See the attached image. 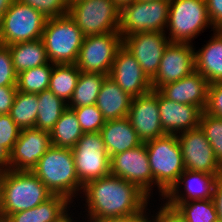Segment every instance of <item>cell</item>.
<instances>
[{
    "instance_id": "cell-17",
    "label": "cell",
    "mask_w": 222,
    "mask_h": 222,
    "mask_svg": "<svg viewBox=\"0 0 222 222\" xmlns=\"http://www.w3.org/2000/svg\"><path fill=\"white\" fill-rule=\"evenodd\" d=\"M51 146L49 132L36 128L21 129L10 153V169L31 171Z\"/></svg>"
},
{
    "instance_id": "cell-43",
    "label": "cell",
    "mask_w": 222,
    "mask_h": 222,
    "mask_svg": "<svg viewBox=\"0 0 222 222\" xmlns=\"http://www.w3.org/2000/svg\"><path fill=\"white\" fill-rule=\"evenodd\" d=\"M213 201L216 206L219 221H222V177H219L213 190Z\"/></svg>"
},
{
    "instance_id": "cell-52",
    "label": "cell",
    "mask_w": 222,
    "mask_h": 222,
    "mask_svg": "<svg viewBox=\"0 0 222 222\" xmlns=\"http://www.w3.org/2000/svg\"><path fill=\"white\" fill-rule=\"evenodd\" d=\"M139 1H143V2H152V1H155V0H139Z\"/></svg>"
},
{
    "instance_id": "cell-32",
    "label": "cell",
    "mask_w": 222,
    "mask_h": 222,
    "mask_svg": "<svg viewBox=\"0 0 222 222\" xmlns=\"http://www.w3.org/2000/svg\"><path fill=\"white\" fill-rule=\"evenodd\" d=\"M174 208L185 222H217L219 220L213 198L180 202Z\"/></svg>"
},
{
    "instance_id": "cell-11",
    "label": "cell",
    "mask_w": 222,
    "mask_h": 222,
    "mask_svg": "<svg viewBox=\"0 0 222 222\" xmlns=\"http://www.w3.org/2000/svg\"><path fill=\"white\" fill-rule=\"evenodd\" d=\"M123 46L119 32L84 37L75 65L83 72L108 75L117 51Z\"/></svg>"
},
{
    "instance_id": "cell-31",
    "label": "cell",
    "mask_w": 222,
    "mask_h": 222,
    "mask_svg": "<svg viewBox=\"0 0 222 222\" xmlns=\"http://www.w3.org/2000/svg\"><path fill=\"white\" fill-rule=\"evenodd\" d=\"M38 105L36 93L17 91L9 114L20 129L35 128Z\"/></svg>"
},
{
    "instance_id": "cell-19",
    "label": "cell",
    "mask_w": 222,
    "mask_h": 222,
    "mask_svg": "<svg viewBox=\"0 0 222 222\" xmlns=\"http://www.w3.org/2000/svg\"><path fill=\"white\" fill-rule=\"evenodd\" d=\"M217 179L215 175L185 170L162 200L174 208L180 202L211 199Z\"/></svg>"
},
{
    "instance_id": "cell-27",
    "label": "cell",
    "mask_w": 222,
    "mask_h": 222,
    "mask_svg": "<svg viewBox=\"0 0 222 222\" xmlns=\"http://www.w3.org/2000/svg\"><path fill=\"white\" fill-rule=\"evenodd\" d=\"M49 133L52 146L68 149H72L84 134L74 110L68 107Z\"/></svg>"
},
{
    "instance_id": "cell-23",
    "label": "cell",
    "mask_w": 222,
    "mask_h": 222,
    "mask_svg": "<svg viewBox=\"0 0 222 222\" xmlns=\"http://www.w3.org/2000/svg\"><path fill=\"white\" fill-rule=\"evenodd\" d=\"M203 47H194L195 70L204 76L209 84L222 82V30H214Z\"/></svg>"
},
{
    "instance_id": "cell-42",
    "label": "cell",
    "mask_w": 222,
    "mask_h": 222,
    "mask_svg": "<svg viewBox=\"0 0 222 222\" xmlns=\"http://www.w3.org/2000/svg\"><path fill=\"white\" fill-rule=\"evenodd\" d=\"M208 15L215 30H222V0H205Z\"/></svg>"
},
{
    "instance_id": "cell-40",
    "label": "cell",
    "mask_w": 222,
    "mask_h": 222,
    "mask_svg": "<svg viewBox=\"0 0 222 222\" xmlns=\"http://www.w3.org/2000/svg\"><path fill=\"white\" fill-rule=\"evenodd\" d=\"M158 207V211L157 209L153 210L155 213L152 214L153 222H185L178 211L169 206L164 200L161 201V204L158 203Z\"/></svg>"
},
{
    "instance_id": "cell-18",
    "label": "cell",
    "mask_w": 222,
    "mask_h": 222,
    "mask_svg": "<svg viewBox=\"0 0 222 222\" xmlns=\"http://www.w3.org/2000/svg\"><path fill=\"white\" fill-rule=\"evenodd\" d=\"M109 77L133 98L152 90L151 81L143 73L135 57L124 46L116 53Z\"/></svg>"
},
{
    "instance_id": "cell-21",
    "label": "cell",
    "mask_w": 222,
    "mask_h": 222,
    "mask_svg": "<svg viewBox=\"0 0 222 222\" xmlns=\"http://www.w3.org/2000/svg\"><path fill=\"white\" fill-rule=\"evenodd\" d=\"M208 80L198 71L162 86L158 91L167 99L181 104H192L205 111L208 103Z\"/></svg>"
},
{
    "instance_id": "cell-41",
    "label": "cell",
    "mask_w": 222,
    "mask_h": 222,
    "mask_svg": "<svg viewBox=\"0 0 222 222\" xmlns=\"http://www.w3.org/2000/svg\"><path fill=\"white\" fill-rule=\"evenodd\" d=\"M16 93L17 86L0 87V115L10 113Z\"/></svg>"
},
{
    "instance_id": "cell-48",
    "label": "cell",
    "mask_w": 222,
    "mask_h": 222,
    "mask_svg": "<svg viewBox=\"0 0 222 222\" xmlns=\"http://www.w3.org/2000/svg\"><path fill=\"white\" fill-rule=\"evenodd\" d=\"M74 214H75V213H72L71 216H70L69 218H67L64 222H81V221H82V222H87V221H84L83 218H82V220H80L81 217H80V216H79V218L76 217V216H77L76 214H75V217H74ZM73 217L75 218V220H74ZM76 219H77V220H76ZM78 219H79V220H78Z\"/></svg>"
},
{
    "instance_id": "cell-12",
    "label": "cell",
    "mask_w": 222,
    "mask_h": 222,
    "mask_svg": "<svg viewBox=\"0 0 222 222\" xmlns=\"http://www.w3.org/2000/svg\"><path fill=\"white\" fill-rule=\"evenodd\" d=\"M110 175L135 183L153 198V175L145 143L110 157Z\"/></svg>"
},
{
    "instance_id": "cell-34",
    "label": "cell",
    "mask_w": 222,
    "mask_h": 222,
    "mask_svg": "<svg viewBox=\"0 0 222 222\" xmlns=\"http://www.w3.org/2000/svg\"><path fill=\"white\" fill-rule=\"evenodd\" d=\"M199 127L213 148L216 160L222 166V118L202 111Z\"/></svg>"
},
{
    "instance_id": "cell-16",
    "label": "cell",
    "mask_w": 222,
    "mask_h": 222,
    "mask_svg": "<svg viewBox=\"0 0 222 222\" xmlns=\"http://www.w3.org/2000/svg\"><path fill=\"white\" fill-rule=\"evenodd\" d=\"M159 114L158 90L132 98L127 117L142 143L166 135Z\"/></svg>"
},
{
    "instance_id": "cell-47",
    "label": "cell",
    "mask_w": 222,
    "mask_h": 222,
    "mask_svg": "<svg viewBox=\"0 0 222 222\" xmlns=\"http://www.w3.org/2000/svg\"><path fill=\"white\" fill-rule=\"evenodd\" d=\"M96 222H127V215L100 219Z\"/></svg>"
},
{
    "instance_id": "cell-13",
    "label": "cell",
    "mask_w": 222,
    "mask_h": 222,
    "mask_svg": "<svg viewBox=\"0 0 222 222\" xmlns=\"http://www.w3.org/2000/svg\"><path fill=\"white\" fill-rule=\"evenodd\" d=\"M185 169L222 177V166L200 127L177 135Z\"/></svg>"
},
{
    "instance_id": "cell-10",
    "label": "cell",
    "mask_w": 222,
    "mask_h": 222,
    "mask_svg": "<svg viewBox=\"0 0 222 222\" xmlns=\"http://www.w3.org/2000/svg\"><path fill=\"white\" fill-rule=\"evenodd\" d=\"M71 150L83 186L110 174V157L100 132L84 133Z\"/></svg>"
},
{
    "instance_id": "cell-28",
    "label": "cell",
    "mask_w": 222,
    "mask_h": 222,
    "mask_svg": "<svg viewBox=\"0 0 222 222\" xmlns=\"http://www.w3.org/2000/svg\"><path fill=\"white\" fill-rule=\"evenodd\" d=\"M108 75L81 71L68 108L96 104L103 81Z\"/></svg>"
},
{
    "instance_id": "cell-6",
    "label": "cell",
    "mask_w": 222,
    "mask_h": 222,
    "mask_svg": "<svg viewBox=\"0 0 222 222\" xmlns=\"http://www.w3.org/2000/svg\"><path fill=\"white\" fill-rule=\"evenodd\" d=\"M82 31L69 14L48 18L42 33L50 63L75 64L84 40Z\"/></svg>"
},
{
    "instance_id": "cell-29",
    "label": "cell",
    "mask_w": 222,
    "mask_h": 222,
    "mask_svg": "<svg viewBox=\"0 0 222 222\" xmlns=\"http://www.w3.org/2000/svg\"><path fill=\"white\" fill-rule=\"evenodd\" d=\"M38 113L35 128L50 132L67 108V103L53 94L49 89L37 93Z\"/></svg>"
},
{
    "instance_id": "cell-30",
    "label": "cell",
    "mask_w": 222,
    "mask_h": 222,
    "mask_svg": "<svg viewBox=\"0 0 222 222\" xmlns=\"http://www.w3.org/2000/svg\"><path fill=\"white\" fill-rule=\"evenodd\" d=\"M80 73L75 64H53L48 89L68 104Z\"/></svg>"
},
{
    "instance_id": "cell-39",
    "label": "cell",
    "mask_w": 222,
    "mask_h": 222,
    "mask_svg": "<svg viewBox=\"0 0 222 222\" xmlns=\"http://www.w3.org/2000/svg\"><path fill=\"white\" fill-rule=\"evenodd\" d=\"M205 112L222 118V82L209 84L208 103Z\"/></svg>"
},
{
    "instance_id": "cell-22",
    "label": "cell",
    "mask_w": 222,
    "mask_h": 222,
    "mask_svg": "<svg viewBox=\"0 0 222 222\" xmlns=\"http://www.w3.org/2000/svg\"><path fill=\"white\" fill-rule=\"evenodd\" d=\"M71 206L75 207L66 197L52 195L32 209L10 214L3 222H64L73 212Z\"/></svg>"
},
{
    "instance_id": "cell-46",
    "label": "cell",
    "mask_w": 222,
    "mask_h": 222,
    "mask_svg": "<svg viewBox=\"0 0 222 222\" xmlns=\"http://www.w3.org/2000/svg\"><path fill=\"white\" fill-rule=\"evenodd\" d=\"M15 0H0V16H3Z\"/></svg>"
},
{
    "instance_id": "cell-9",
    "label": "cell",
    "mask_w": 222,
    "mask_h": 222,
    "mask_svg": "<svg viewBox=\"0 0 222 222\" xmlns=\"http://www.w3.org/2000/svg\"><path fill=\"white\" fill-rule=\"evenodd\" d=\"M47 19L38 10L15 0L2 16L1 45L40 39Z\"/></svg>"
},
{
    "instance_id": "cell-2",
    "label": "cell",
    "mask_w": 222,
    "mask_h": 222,
    "mask_svg": "<svg viewBox=\"0 0 222 222\" xmlns=\"http://www.w3.org/2000/svg\"><path fill=\"white\" fill-rule=\"evenodd\" d=\"M52 195L32 171L3 172L0 174V221L10 214L34 208Z\"/></svg>"
},
{
    "instance_id": "cell-7",
    "label": "cell",
    "mask_w": 222,
    "mask_h": 222,
    "mask_svg": "<svg viewBox=\"0 0 222 222\" xmlns=\"http://www.w3.org/2000/svg\"><path fill=\"white\" fill-rule=\"evenodd\" d=\"M170 0L133 1L120 7L119 34L124 36L144 32H165Z\"/></svg>"
},
{
    "instance_id": "cell-36",
    "label": "cell",
    "mask_w": 222,
    "mask_h": 222,
    "mask_svg": "<svg viewBox=\"0 0 222 222\" xmlns=\"http://www.w3.org/2000/svg\"><path fill=\"white\" fill-rule=\"evenodd\" d=\"M41 12L47 18L68 14L69 6L66 0H17Z\"/></svg>"
},
{
    "instance_id": "cell-5",
    "label": "cell",
    "mask_w": 222,
    "mask_h": 222,
    "mask_svg": "<svg viewBox=\"0 0 222 222\" xmlns=\"http://www.w3.org/2000/svg\"><path fill=\"white\" fill-rule=\"evenodd\" d=\"M208 28L215 30L205 0H170L165 34L171 43L193 44V40Z\"/></svg>"
},
{
    "instance_id": "cell-33",
    "label": "cell",
    "mask_w": 222,
    "mask_h": 222,
    "mask_svg": "<svg viewBox=\"0 0 222 222\" xmlns=\"http://www.w3.org/2000/svg\"><path fill=\"white\" fill-rule=\"evenodd\" d=\"M53 63L24 70L17 75V91L40 93L48 89Z\"/></svg>"
},
{
    "instance_id": "cell-49",
    "label": "cell",
    "mask_w": 222,
    "mask_h": 222,
    "mask_svg": "<svg viewBox=\"0 0 222 222\" xmlns=\"http://www.w3.org/2000/svg\"><path fill=\"white\" fill-rule=\"evenodd\" d=\"M119 7L124 6L125 4L131 3L136 0H113Z\"/></svg>"
},
{
    "instance_id": "cell-8",
    "label": "cell",
    "mask_w": 222,
    "mask_h": 222,
    "mask_svg": "<svg viewBox=\"0 0 222 222\" xmlns=\"http://www.w3.org/2000/svg\"><path fill=\"white\" fill-rule=\"evenodd\" d=\"M68 14L85 37L118 32L120 7L113 0H82Z\"/></svg>"
},
{
    "instance_id": "cell-4",
    "label": "cell",
    "mask_w": 222,
    "mask_h": 222,
    "mask_svg": "<svg viewBox=\"0 0 222 222\" xmlns=\"http://www.w3.org/2000/svg\"><path fill=\"white\" fill-rule=\"evenodd\" d=\"M153 175V190L159 199L172 189L186 170L177 135L166 134L145 143Z\"/></svg>"
},
{
    "instance_id": "cell-15",
    "label": "cell",
    "mask_w": 222,
    "mask_h": 222,
    "mask_svg": "<svg viewBox=\"0 0 222 222\" xmlns=\"http://www.w3.org/2000/svg\"><path fill=\"white\" fill-rule=\"evenodd\" d=\"M194 44L169 43L165 48L157 74L151 80L152 90L178 81L195 71Z\"/></svg>"
},
{
    "instance_id": "cell-38",
    "label": "cell",
    "mask_w": 222,
    "mask_h": 222,
    "mask_svg": "<svg viewBox=\"0 0 222 222\" xmlns=\"http://www.w3.org/2000/svg\"><path fill=\"white\" fill-rule=\"evenodd\" d=\"M17 75L9 48L0 44V87L16 86Z\"/></svg>"
},
{
    "instance_id": "cell-37",
    "label": "cell",
    "mask_w": 222,
    "mask_h": 222,
    "mask_svg": "<svg viewBox=\"0 0 222 222\" xmlns=\"http://www.w3.org/2000/svg\"><path fill=\"white\" fill-rule=\"evenodd\" d=\"M21 133V129L15 124L10 114L0 115V145L10 153Z\"/></svg>"
},
{
    "instance_id": "cell-35",
    "label": "cell",
    "mask_w": 222,
    "mask_h": 222,
    "mask_svg": "<svg viewBox=\"0 0 222 222\" xmlns=\"http://www.w3.org/2000/svg\"><path fill=\"white\" fill-rule=\"evenodd\" d=\"M84 133L100 132L106 120L98 107L93 105L72 108Z\"/></svg>"
},
{
    "instance_id": "cell-51",
    "label": "cell",
    "mask_w": 222,
    "mask_h": 222,
    "mask_svg": "<svg viewBox=\"0 0 222 222\" xmlns=\"http://www.w3.org/2000/svg\"><path fill=\"white\" fill-rule=\"evenodd\" d=\"M1 24H2V16H0V44H1Z\"/></svg>"
},
{
    "instance_id": "cell-14",
    "label": "cell",
    "mask_w": 222,
    "mask_h": 222,
    "mask_svg": "<svg viewBox=\"0 0 222 222\" xmlns=\"http://www.w3.org/2000/svg\"><path fill=\"white\" fill-rule=\"evenodd\" d=\"M169 43L165 32H144L123 37V46L135 57L150 81L157 74Z\"/></svg>"
},
{
    "instance_id": "cell-26",
    "label": "cell",
    "mask_w": 222,
    "mask_h": 222,
    "mask_svg": "<svg viewBox=\"0 0 222 222\" xmlns=\"http://www.w3.org/2000/svg\"><path fill=\"white\" fill-rule=\"evenodd\" d=\"M7 47L10 50L12 63L17 74L50 62L41 38L15 43Z\"/></svg>"
},
{
    "instance_id": "cell-44",
    "label": "cell",
    "mask_w": 222,
    "mask_h": 222,
    "mask_svg": "<svg viewBox=\"0 0 222 222\" xmlns=\"http://www.w3.org/2000/svg\"><path fill=\"white\" fill-rule=\"evenodd\" d=\"M127 222H153L150 209L147 206L145 209H143L138 214L127 215Z\"/></svg>"
},
{
    "instance_id": "cell-20",
    "label": "cell",
    "mask_w": 222,
    "mask_h": 222,
    "mask_svg": "<svg viewBox=\"0 0 222 222\" xmlns=\"http://www.w3.org/2000/svg\"><path fill=\"white\" fill-rule=\"evenodd\" d=\"M158 107L165 134L178 135L199 127L202 111L197 106L174 102L158 91Z\"/></svg>"
},
{
    "instance_id": "cell-50",
    "label": "cell",
    "mask_w": 222,
    "mask_h": 222,
    "mask_svg": "<svg viewBox=\"0 0 222 222\" xmlns=\"http://www.w3.org/2000/svg\"><path fill=\"white\" fill-rule=\"evenodd\" d=\"M79 1H82V0H66L68 6H71L72 4L79 2Z\"/></svg>"
},
{
    "instance_id": "cell-24",
    "label": "cell",
    "mask_w": 222,
    "mask_h": 222,
    "mask_svg": "<svg viewBox=\"0 0 222 222\" xmlns=\"http://www.w3.org/2000/svg\"><path fill=\"white\" fill-rule=\"evenodd\" d=\"M100 133L109 157L142 144L128 117L106 121Z\"/></svg>"
},
{
    "instance_id": "cell-25",
    "label": "cell",
    "mask_w": 222,
    "mask_h": 222,
    "mask_svg": "<svg viewBox=\"0 0 222 222\" xmlns=\"http://www.w3.org/2000/svg\"><path fill=\"white\" fill-rule=\"evenodd\" d=\"M132 98L107 76L102 83L95 105L106 121L115 120L128 116Z\"/></svg>"
},
{
    "instance_id": "cell-1",
    "label": "cell",
    "mask_w": 222,
    "mask_h": 222,
    "mask_svg": "<svg viewBox=\"0 0 222 222\" xmlns=\"http://www.w3.org/2000/svg\"><path fill=\"white\" fill-rule=\"evenodd\" d=\"M79 198L85 201V215L80 211L77 216L80 214L88 222L135 215L151 204V198L135 183L110 174L87 182Z\"/></svg>"
},
{
    "instance_id": "cell-45",
    "label": "cell",
    "mask_w": 222,
    "mask_h": 222,
    "mask_svg": "<svg viewBox=\"0 0 222 222\" xmlns=\"http://www.w3.org/2000/svg\"><path fill=\"white\" fill-rule=\"evenodd\" d=\"M10 170V152L0 145V174Z\"/></svg>"
},
{
    "instance_id": "cell-3",
    "label": "cell",
    "mask_w": 222,
    "mask_h": 222,
    "mask_svg": "<svg viewBox=\"0 0 222 222\" xmlns=\"http://www.w3.org/2000/svg\"><path fill=\"white\" fill-rule=\"evenodd\" d=\"M31 171L53 195L64 196L74 205L75 200H80L83 185L77 176L71 149L51 146Z\"/></svg>"
}]
</instances>
